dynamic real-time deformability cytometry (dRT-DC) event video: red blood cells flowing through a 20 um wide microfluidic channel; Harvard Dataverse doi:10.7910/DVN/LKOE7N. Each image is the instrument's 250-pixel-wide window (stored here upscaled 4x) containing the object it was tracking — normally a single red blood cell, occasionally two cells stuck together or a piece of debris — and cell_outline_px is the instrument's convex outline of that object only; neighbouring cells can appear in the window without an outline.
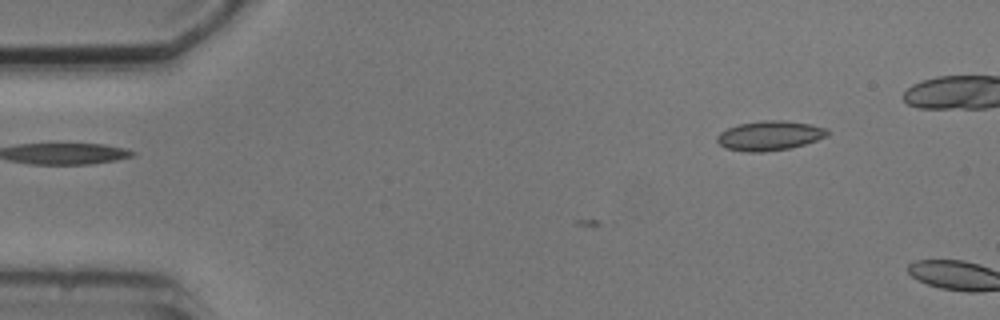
{"species": "common noctule bat (a hibernating species)", "species_latin": "Nyctalus noctula", "temperature_condition": "cold", "stored_images_in_passage": 2, "camera_frame_rate_fps": 3000, "um_per_image_px": 0.085, "animal": {"sex": "male", "body_mass_g": 20.5, "forearm_length_mm": 52.5}, "frame": {"image": 1, "passage_image": 1, "time_ms": 0.0, "image_size_px": [1000, 320], "cell_outline_px": [[828, 136], [804, 144], [788, 148], [764, 152], [748, 152], [724, 148], [716, 140], [716, 136], [720, 132], [736, 124], [764, 120], [780, 120], [812, 124], [828, 128]], "centroid_in_image_um": [65.4, 11.52], "position_along_channel_um": 19.6, "area_um2": 19.07}}